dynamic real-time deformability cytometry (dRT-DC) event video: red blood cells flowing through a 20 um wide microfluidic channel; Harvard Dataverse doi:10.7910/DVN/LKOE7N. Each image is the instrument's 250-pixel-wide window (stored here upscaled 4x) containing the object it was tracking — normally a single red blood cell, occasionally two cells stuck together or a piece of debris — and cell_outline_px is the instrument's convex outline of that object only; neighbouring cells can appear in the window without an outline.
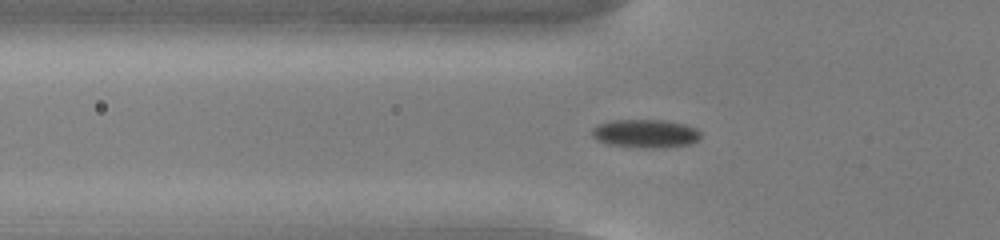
{"species": "common noctule bat (a hibernating species)", "species_latin": "Nyctalus noctula", "temperature_condition": "cold", "stored_images_in_passage": 54, "camera_frame_rate_fps": 3000, "um_per_image_px": 0.085, "animal": {"sex": "male", "body_mass_g": 13.0, "forearm_length_mm": 53.1}, "frame": {"image": 1, "passage_image": 18, "time_ms": 5.667, "image_size_px": [1000, 240], "cell_outline_px": [[700, 136], [696, 140], [688, 144], [664, 148], [608, 144], [592, 136], [592, 128], [600, 124], [612, 120], [668, 120], [684, 124], [696, 128], [700, 132]], "centroid_in_image_um": [54.89, 11.33], "position_along_channel_um": 70.9, "area_um2": 17.57}}
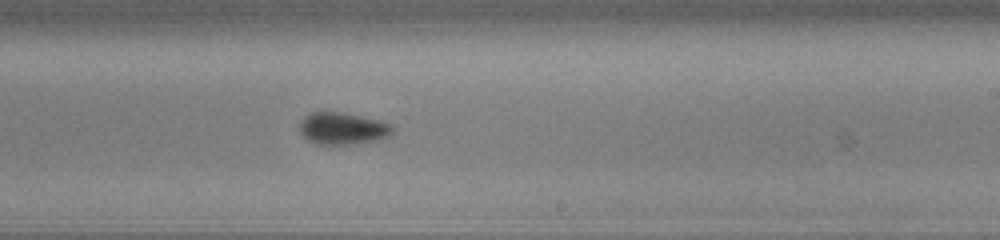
{"frame": {"image": 2, "passage_image": 33, "time_ms": 10.667, "image_size_px": [1000, 240], "cell_outline_px": [[396, 128], [388, 136], [376, 140], [348, 144], [320, 144], [308, 140], [300, 132], [300, 120], [304, 116], [312, 112], [340, 112], [360, 116], [392, 124]], "centroid_in_image_um": [29.11, 10.91], "position_along_channel_um": 259.9, "area_um2": 17.11}}
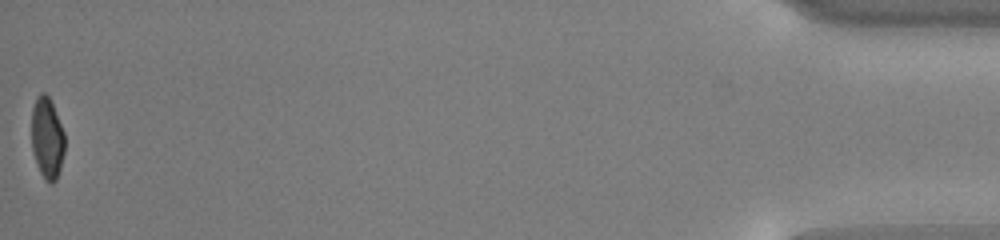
{"frame": {"image": 3, "passage_image": 54, "time_ms": 17.667, "image_size_px": [1000, 240], "cell_outline_px": [[64, 152], [60, 168], [56, 180], [52, 184], [44, 180], [40, 172], [32, 148], [32, 108], [36, 96], [40, 92], [44, 92], [48, 96], [52, 104], [64, 132]], "centroid_in_image_um": [4.0, 11.73], "position_along_channel_um": 431.2, "area_um2": 15.61}, "authors_computed_cell_mechanics": {"area_um2": 16.9065, "velocity_mm_per_s": 3.7923, "shape_relaxation_time_tau1_ms": 1.8275, "shape_relaxation_time_tau2_ms": null, "deformation_change_tau1": 0.0781, "deformation_change_tau2": null}}